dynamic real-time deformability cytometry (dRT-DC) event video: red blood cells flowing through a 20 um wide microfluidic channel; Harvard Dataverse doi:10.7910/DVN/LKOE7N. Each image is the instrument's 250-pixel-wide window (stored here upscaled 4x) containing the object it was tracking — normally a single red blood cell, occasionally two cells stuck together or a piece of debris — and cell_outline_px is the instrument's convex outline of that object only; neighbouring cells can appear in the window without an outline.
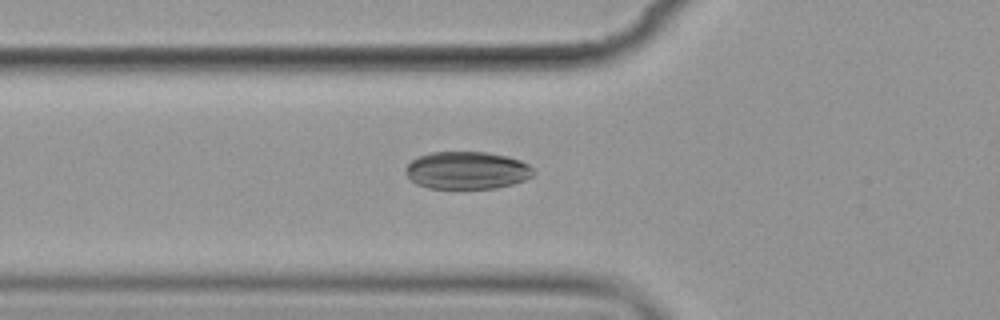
{"species": "common noctule bat (a hibernating species)", "species_latin": "Nyctalus noctula", "temperature_condition": "cold", "stored_images_in_passage": 6, "camera_frame_rate_fps": 3000, "um_per_image_px": 0.085, "animal": {"sex": "female", "body_mass_g": 19.9}, "frame": {"image": 1, "passage_image": 6, "time_ms": 6.667, "image_size_px": [1000, 320], "cell_outline_px": [[536, 172], [532, 176], [524, 180], [512, 184], [496, 188], [428, 188], [416, 184], [404, 172], [408, 164], [412, 160], [420, 156], [432, 152], [488, 152], [508, 156], [520, 160], [528, 164]], "centroid_in_image_um": [39.71, 14.48], "position_along_channel_um": 86.1, "area_um2": 27.98}}